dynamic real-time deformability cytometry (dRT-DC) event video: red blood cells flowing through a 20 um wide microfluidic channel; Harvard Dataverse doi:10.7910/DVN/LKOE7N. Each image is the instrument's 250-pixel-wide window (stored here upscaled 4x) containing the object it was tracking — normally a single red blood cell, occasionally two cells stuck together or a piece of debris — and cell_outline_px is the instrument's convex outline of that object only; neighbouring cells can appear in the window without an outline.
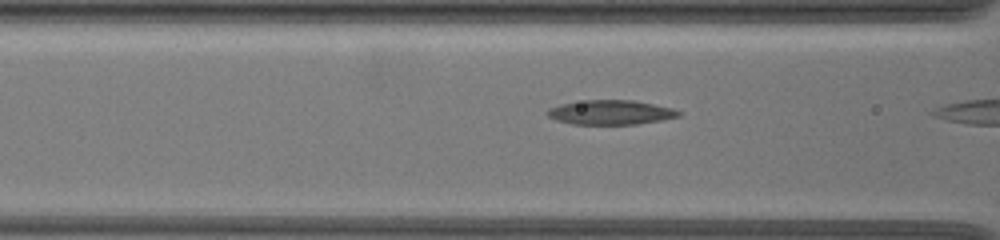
{"species": "common noctule bat (a hibernating species)", "species_latin": "Nyctalus noctula", "temperature_condition": "warm", "stored_images_in_passage": 6, "camera_frame_rate_fps": 3000, "um_per_image_px": 0.085, "animal": {"sex": "female", "body_mass_g": 19.5, "forearm_length_mm": 54.1}, "frame": {"image": 1, "passage_image": 5, "time_ms": 1.333, "image_size_px": [1000, 240], "cell_outline_px": [[680, 116], [660, 120], [636, 124], [572, 124], [556, 120], [548, 116], [548, 108], [564, 104], [588, 100], [632, 100], [672, 108], [680, 112]], "centroid_in_image_um": [51.91, 9.56], "position_along_channel_um": 114.7, "area_um2": 18.32}}